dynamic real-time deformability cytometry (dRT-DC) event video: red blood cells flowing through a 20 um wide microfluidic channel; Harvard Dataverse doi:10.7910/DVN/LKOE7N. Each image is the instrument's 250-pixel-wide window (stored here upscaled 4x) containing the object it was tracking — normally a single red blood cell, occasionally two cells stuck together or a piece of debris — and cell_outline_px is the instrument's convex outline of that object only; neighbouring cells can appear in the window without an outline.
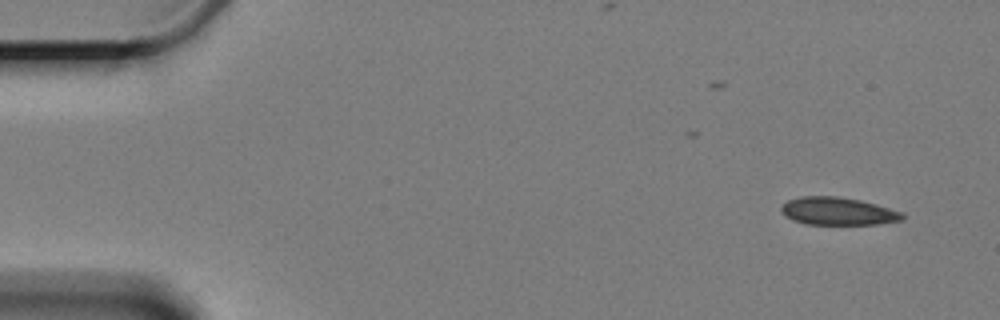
{"species": "Egyptian fruit bat (a non-hibernating species)", "species_latin": "Rousettus aegyptiacus", "temperature_condition": "cold", "stored_images_in_passage": 2, "camera_frame_rate_fps": 3000, "um_per_image_px": 0.085, "animal": {"sex": "female"}, "frame": {"image": 1, "passage_image": 2, "time_ms": 1.333, "image_size_px": [1000, 320], "cell_outline_px": [[904, 220], [880, 224], [804, 224], [792, 220], [784, 216], [780, 212], [780, 208], [788, 200], [800, 196], [836, 196], [860, 200], [876, 204], [904, 212]], "centroid_in_image_um": [71.22, 17.96], "position_along_channel_um": 13.8, "area_um2": 19.83}}